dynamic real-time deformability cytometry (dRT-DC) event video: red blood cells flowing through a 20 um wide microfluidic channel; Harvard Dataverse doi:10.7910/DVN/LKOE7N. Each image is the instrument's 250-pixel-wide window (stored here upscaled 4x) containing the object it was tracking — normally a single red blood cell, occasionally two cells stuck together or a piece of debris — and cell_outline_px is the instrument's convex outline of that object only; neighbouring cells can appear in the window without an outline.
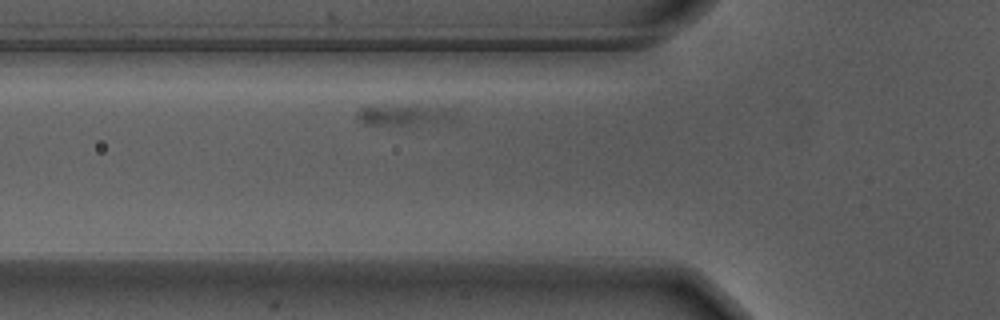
{"species": "Egyptian fruit bat (a non-hibernating species)", "species_latin": "Rousettus aegyptiacus", "temperature_condition": "warm", "stored_images_in_passage": 46, "camera_frame_rate_fps": 3000, "um_per_image_px": 0.085, "animal": {"sex": "male"}, "frame": {"image": 1, "passage_image": 7, "time_ms": 2.0, "image_size_px": [1000, 320], "cell_outline_px": [[456, 120], [408, 124], [364, 124], [356, 120], [356, 112], [360, 108], [368, 104], [412, 104], [456, 108]], "centroid_in_image_um": [34.33, 9.69], "position_along_channel_um": 91.5, "area_um2": 12.72}}
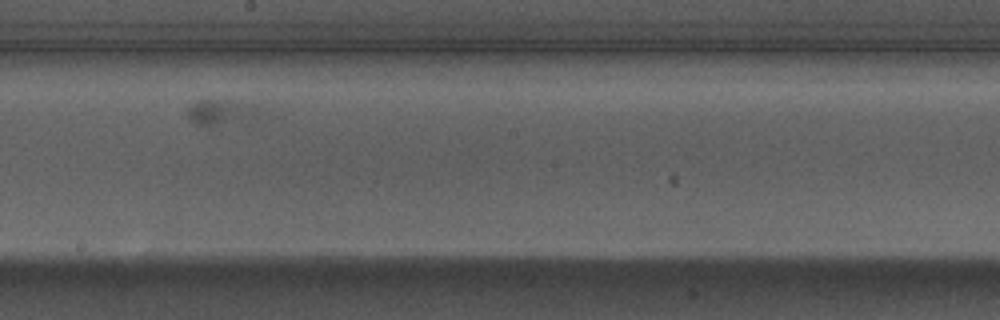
{"frame": {"image": 2, "passage_image": 19, "time_ms": 6.0, "image_size_px": [1000, 320], "cell_outline_px": [[264, 108], [256, 116], [248, 120], [212, 124], [200, 124], [192, 120], [188, 116], [188, 108], [196, 100], [224, 100], [256, 104]], "centroid_in_image_um": [18.87, 9.48], "position_along_channel_um": 229.3, "area_um2": 10.29}}
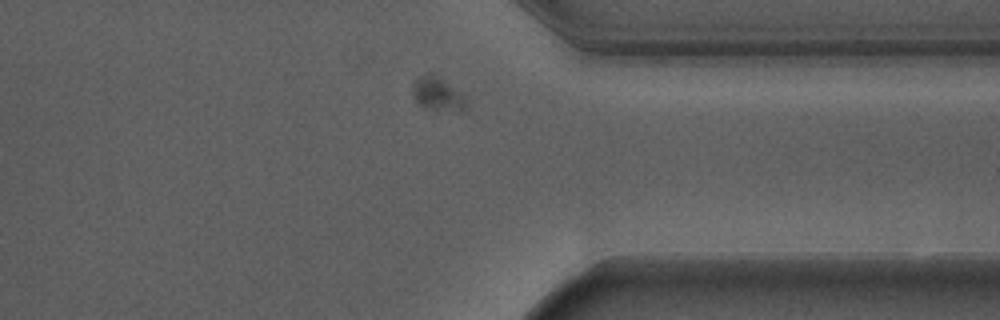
{"frame": {"image": 3, "passage_image": 32, "time_ms": 10.333, "image_size_px": [1000, 320], "cell_outline_px": [[468, 112], [460, 112], [432, 108], [420, 104], [416, 100], [412, 92], [416, 80], [432, 72], [440, 76], [460, 92], [468, 100]], "centroid_in_image_um": [37.32, 8.01], "position_along_channel_um": 374.1, "area_um2": 10.4}}